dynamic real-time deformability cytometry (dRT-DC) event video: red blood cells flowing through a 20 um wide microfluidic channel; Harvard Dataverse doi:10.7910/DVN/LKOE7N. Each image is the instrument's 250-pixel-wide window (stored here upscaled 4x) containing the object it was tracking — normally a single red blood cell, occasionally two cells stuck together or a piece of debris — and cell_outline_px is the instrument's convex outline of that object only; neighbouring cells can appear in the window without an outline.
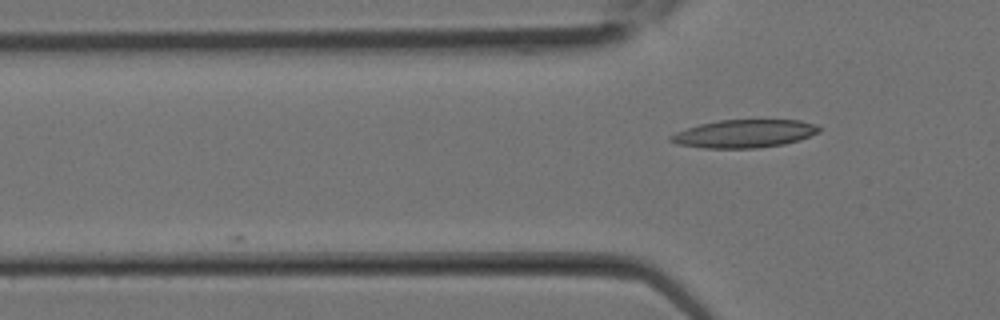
{"species": "Egyptian fruit bat (a non-hibernating species)", "species_latin": "Rousettus aegyptiacus", "temperature_condition": "room temperature", "stored_images_in_passage": 3, "camera_frame_rate_fps": 3000, "um_per_image_px": 0.085, "animal": {"sex": "female"}, "frame": {"image": 1, "passage_image": 3, "time_ms": 0.667, "image_size_px": [1000, 320], "cell_outline_px": [[820, 132], [800, 140], [784, 144], [756, 148], [704, 148], [676, 144], [668, 140], [668, 136], [676, 132], [700, 124], [720, 120], [800, 120], [816, 124], [820, 128]], "centroid_in_image_um": [63.27, 11.36], "position_along_channel_um": 62.5, "area_um2": 24.28}}